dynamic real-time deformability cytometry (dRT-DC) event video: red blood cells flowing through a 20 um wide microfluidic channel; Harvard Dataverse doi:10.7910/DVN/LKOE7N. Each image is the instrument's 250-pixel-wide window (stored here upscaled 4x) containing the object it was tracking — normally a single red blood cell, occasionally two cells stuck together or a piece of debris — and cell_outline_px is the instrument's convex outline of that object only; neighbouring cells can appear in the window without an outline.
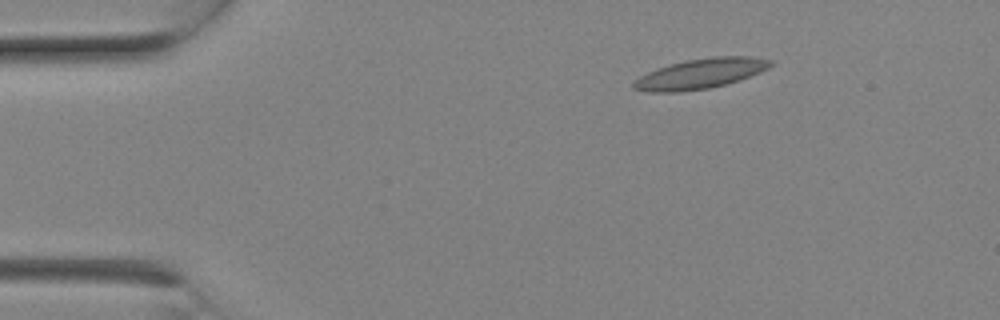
{"species": "Egyptian fruit bat (a non-hibernating species)", "species_latin": "Rousettus aegyptiacus", "temperature_condition": "room temperature", "stored_images_in_passage": 7, "camera_frame_rate_fps": 3000, "um_per_image_px": 0.085, "animal": {"sex": "female"}, "frame": {"image": 1, "passage_image": 4, "time_ms": 1.0, "image_size_px": [1000, 320], "cell_outline_px": [[776, 64], [760, 72], [740, 80], [708, 88], [680, 92], [648, 92], [632, 88], [632, 84], [640, 76], [656, 68], [688, 60], [712, 56], [748, 56], [776, 60]], "centroid_in_image_um": [59.59, 6.25], "position_along_channel_um": 25.4, "area_um2": 24.04}}
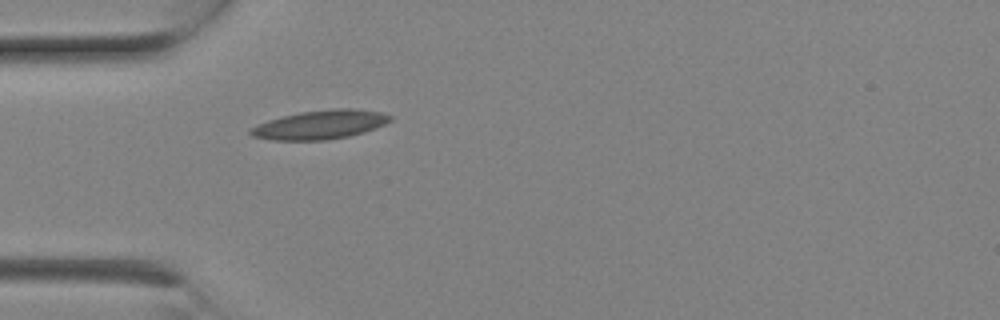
{"frame": {"image": 2, "passage_image": 7, "time_ms": 2.0, "image_size_px": [1000, 320], "cell_outline_px": [[392, 120], [384, 124], [364, 132], [348, 136], [324, 140], [272, 140], [252, 136], [248, 132], [248, 128], [268, 120], [300, 112], [332, 108], [356, 108], [380, 112], [392, 116]], "centroid_in_image_um": [27.2, 10.59], "position_along_channel_um": 57.8, "area_um2": 23.52}}